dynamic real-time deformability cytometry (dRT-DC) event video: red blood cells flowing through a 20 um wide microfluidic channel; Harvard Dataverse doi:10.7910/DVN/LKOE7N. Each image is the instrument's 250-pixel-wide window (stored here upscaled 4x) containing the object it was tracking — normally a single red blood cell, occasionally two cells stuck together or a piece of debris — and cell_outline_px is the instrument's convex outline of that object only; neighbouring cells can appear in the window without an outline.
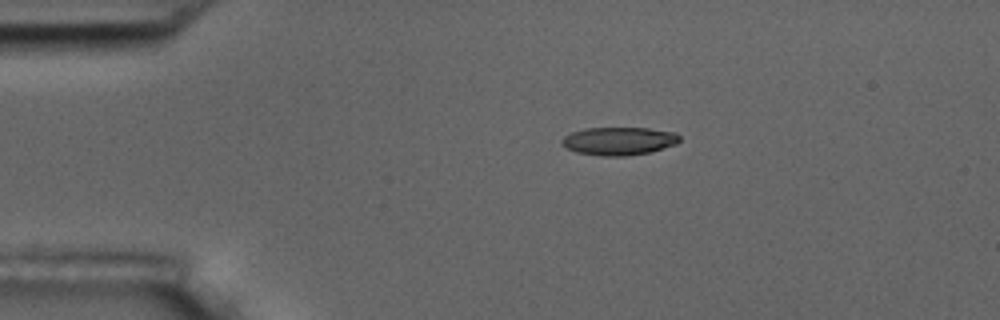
{"species": "common noctule bat (a hibernating species)", "species_latin": "Nyctalus noctula", "temperature_condition": "room temperature", "stored_images_in_passage": 7, "camera_frame_rate_fps": 3000, "um_per_image_px": 0.085, "animal": {"sex": "male", "body_mass_g": 17.5, "forearm_length_mm": 52.3}, "frame": {"image": 1, "passage_image": 1, "time_ms": 0.0, "image_size_px": [1000, 320], "cell_outline_px": [[680, 140], [676, 144], [652, 152], [628, 156], [600, 156], [576, 152], [560, 144], [560, 140], [564, 136], [572, 132], [584, 128], [648, 128], [676, 132], [680, 136]], "centroid_in_image_um": [52.61, 11.99], "position_along_channel_um": 32.4, "area_um2": 19.48}}
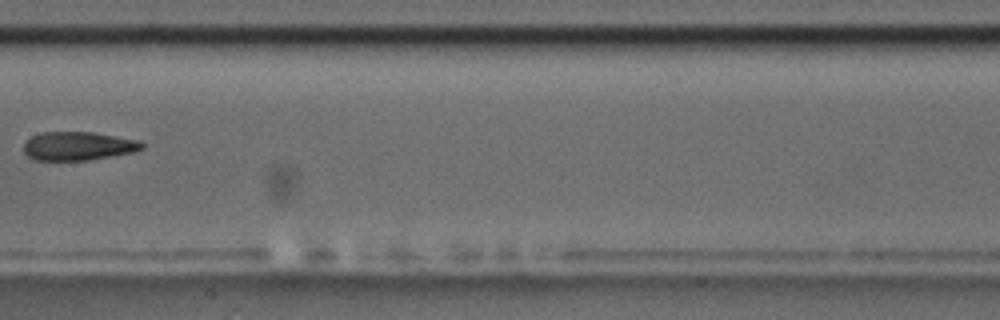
{"frame": {"image": 2, "passage_image": 6, "time_ms": 6.0, "image_size_px": [1000, 320], "cell_outline_px": [[144, 148], [132, 152], [112, 156], [88, 160], [36, 160], [28, 156], [24, 152], [24, 144], [32, 136], [40, 132], [92, 132], [140, 140], [144, 144]], "centroid_in_image_um": [6.66, 12.41], "position_along_channel_um": 200.7, "area_um2": 19.65}}
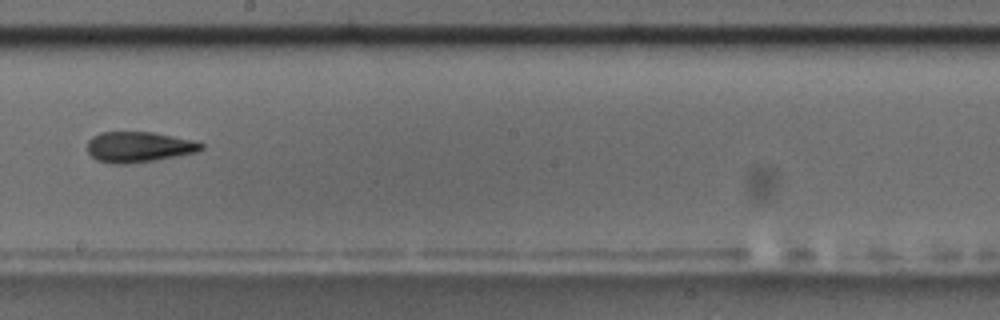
{"frame": {"image": 3, "passage_image": 7, "time_ms": 7.0, "image_size_px": [1000, 320], "cell_outline_px": [[204, 148], [196, 152], [156, 160], [124, 164], [112, 164], [96, 160], [88, 152], [88, 140], [92, 136], [100, 132], [152, 132], [192, 140], [204, 144]], "centroid_in_image_um": [11.77, 12.49], "position_along_channel_um": 236.4, "area_um2": 20.23}}